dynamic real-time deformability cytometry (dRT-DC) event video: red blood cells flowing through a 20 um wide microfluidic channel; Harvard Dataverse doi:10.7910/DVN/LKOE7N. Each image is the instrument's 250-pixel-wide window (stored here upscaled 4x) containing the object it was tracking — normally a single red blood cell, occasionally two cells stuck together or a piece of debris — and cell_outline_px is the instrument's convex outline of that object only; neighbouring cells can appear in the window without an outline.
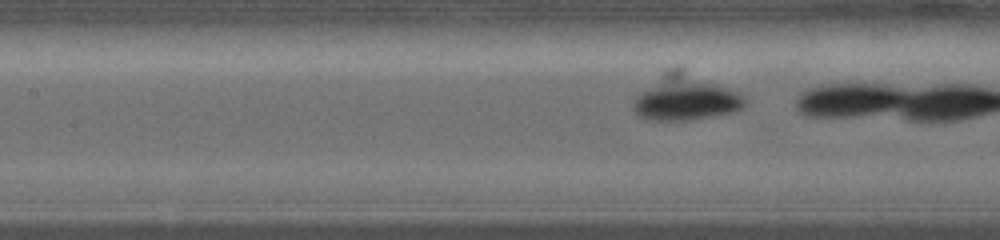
{"species": "common noctule bat (a hibernating species)", "species_latin": "Nyctalus noctula", "temperature_condition": "warm", "stored_images_in_passage": 29, "camera_frame_rate_fps": 5000, "um_per_image_px": 0.085, "animal": {"sex": "female", "body_mass_g": 19.0, "forearm_length_mm": 56.7}, "frame": {"image": 1, "passage_image": 12, "time_ms": 2.2, "image_size_px": [1000, 240], "cell_outline_px": [[748, 100], [740, 108], [732, 112], [688, 120], [648, 120], [636, 116], [632, 108], [632, 104], [636, 96], [640, 92], [664, 72], [672, 68], [680, 68], [728, 88], [744, 96]], "centroid_in_image_um": [58.21, 8.32], "position_along_channel_um": 149.2, "area_um2": 29.07}}